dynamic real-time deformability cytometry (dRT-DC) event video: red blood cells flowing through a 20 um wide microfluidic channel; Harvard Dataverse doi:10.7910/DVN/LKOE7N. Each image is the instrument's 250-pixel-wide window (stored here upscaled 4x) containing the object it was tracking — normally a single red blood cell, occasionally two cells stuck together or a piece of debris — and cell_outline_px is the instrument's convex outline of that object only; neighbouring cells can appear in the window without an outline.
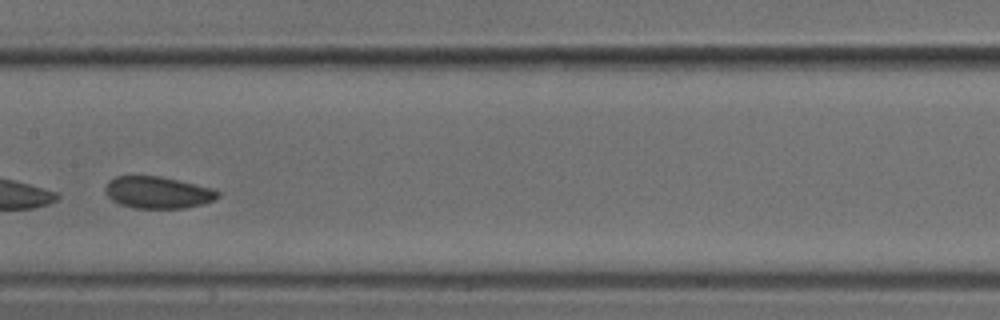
{"species": "common noctule bat (a hibernating species)", "species_latin": "Nyctalus noctula", "temperature_condition": "cold", "stored_images_in_passage": 5, "camera_frame_rate_fps": 3000, "um_per_image_px": 0.085, "animal": {"sex": "male", "body_mass_g": 18.8}, "frame": {"image": 1, "passage_image": 5, "time_ms": 1.333, "image_size_px": [1000, 320], "cell_outline_px": [[220, 196], [216, 200], [184, 208], [136, 208], [120, 204], [112, 200], [108, 196], [104, 188], [108, 180], [116, 176], [160, 176], [212, 188], [220, 192]], "centroid_in_image_um": [13.41, 16.35], "position_along_channel_um": 194.0, "area_um2": 20.87}}